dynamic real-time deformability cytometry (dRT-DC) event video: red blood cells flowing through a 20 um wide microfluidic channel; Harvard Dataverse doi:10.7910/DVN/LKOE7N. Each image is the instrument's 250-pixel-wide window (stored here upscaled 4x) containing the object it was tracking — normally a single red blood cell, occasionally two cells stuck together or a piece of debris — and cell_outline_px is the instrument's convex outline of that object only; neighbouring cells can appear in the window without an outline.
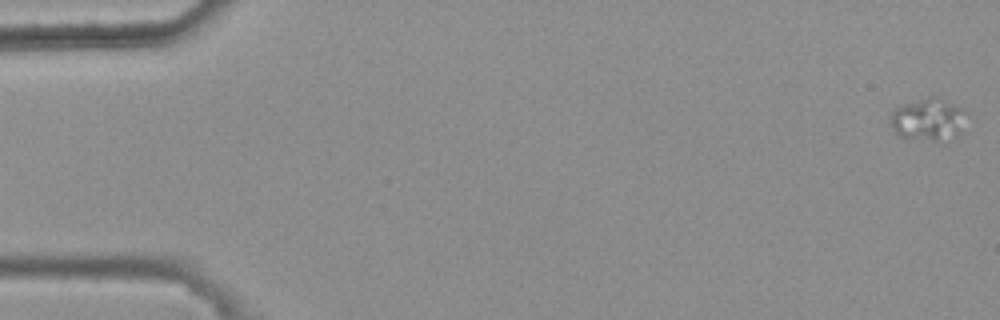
{"species": "common noctule bat (a hibernating species)", "species_latin": "Nyctalus noctula", "temperature_condition": "warm", "stored_images_in_passage": 49, "camera_frame_rate_fps": 3000, "um_per_image_px": 0.085, "animal": {"sex": "female", "body_mass_g": 25.1}, "frame": {"image": 1, "passage_image": 1, "time_ms": 0.0, "image_size_px": [1000, 320], "cell_outline_px": [[968, 132], [956, 136], [936, 140], [908, 140], [900, 136], [892, 128], [892, 112], [900, 104], [932, 96], [936, 96], [964, 108], [968, 112]], "centroid_in_image_um": [79.02, 10.16], "position_along_channel_um": 6.0, "area_um2": 19.54}}
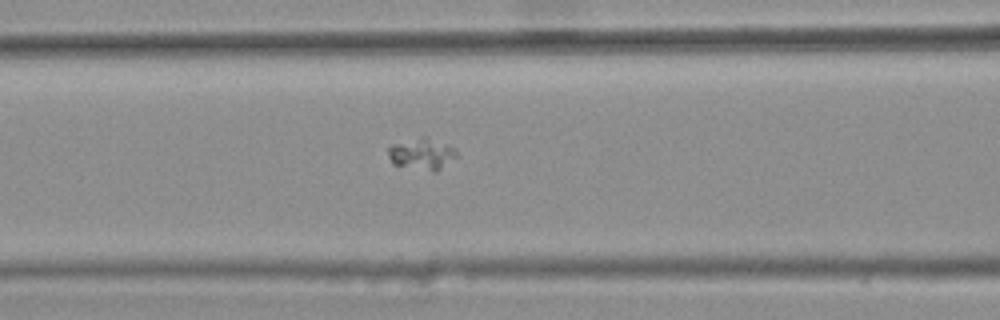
{"frame": {"image": 2, "passage_image": 23, "time_ms": 7.333, "image_size_px": [1000, 320], "cell_outline_px": [[456, 156], [436, 172], [432, 172], [392, 164], [388, 156], [388, 148], [392, 144], [420, 136], [428, 136], [448, 144], [456, 148]], "centroid_in_image_um": [35.84, 13.06], "position_along_channel_um": 130.8, "area_um2": 12.77}}